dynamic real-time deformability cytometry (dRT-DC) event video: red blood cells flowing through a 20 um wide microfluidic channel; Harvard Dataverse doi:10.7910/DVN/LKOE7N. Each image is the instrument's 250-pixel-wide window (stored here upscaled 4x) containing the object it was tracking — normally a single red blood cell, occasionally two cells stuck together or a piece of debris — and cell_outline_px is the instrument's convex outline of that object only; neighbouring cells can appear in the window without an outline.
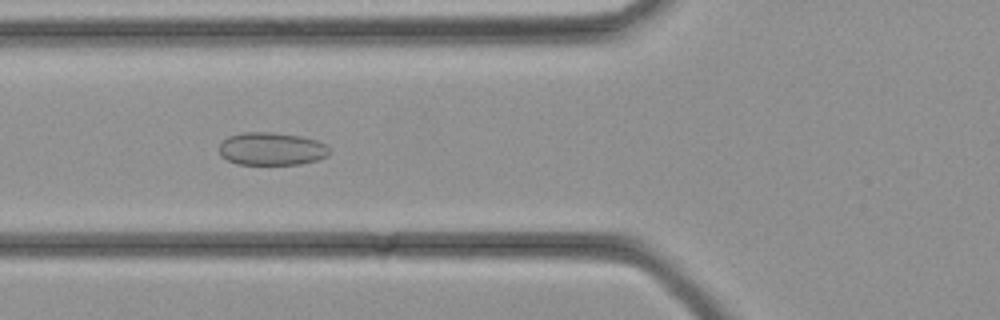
{"species": "common noctule bat (a hibernating species)", "species_latin": "Nyctalus noctula", "temperature_condition": "cold", "stored_images_in_passage": 26, "camera_frame_rate_fps": 3000, "um_per_image_px": 0.085, "animal": {"sex": "female", "body_mass_g": 21.9}, "frame": {"image": 1, "passage_image": 4, "time_ms": 1.0, "image_size_px": [1000, 320], "cell_outline_px": [[332, 152], [328, 156], [316, 160], [300, 164], [236, 164], [220, 156], [220, 144], [228, 136], [244, 132], [272, 132], [300, 136], [316, 140], [328, 144]], "centroid_in_image_um": [23.12, 12.65], "position_along_channel_um": 102.7, "area_um2": 21.27}}
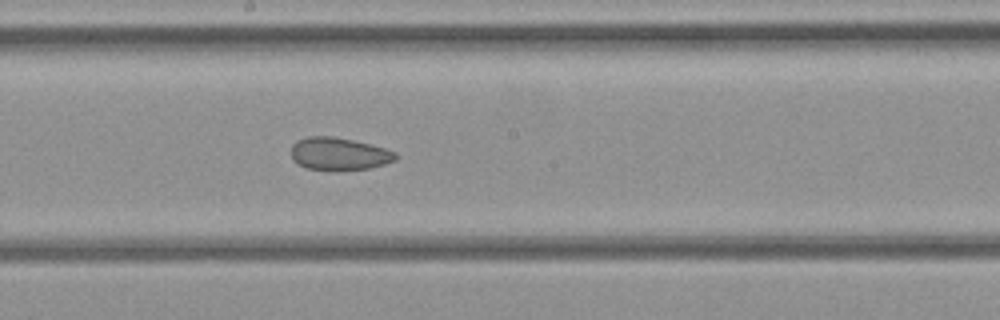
{"frame": {"image": 2, "passage_image": 10, "time_ms": 3.0, "image_size_px": [1000, 320], "cell_outline_px": [[396, 160], [384, 164], [368, 168], [336, 172], [332, 172], [308, 168], [296, 164], [292, 160], [292, 144], [296, 140], [308, 136], [332, 136], [352, 140], [384, 148], [396, 152]], "centroid_in_image_um": [28.77, 13.1], "position_along_channel_um": 219.4, "area_um2": 20.17}}
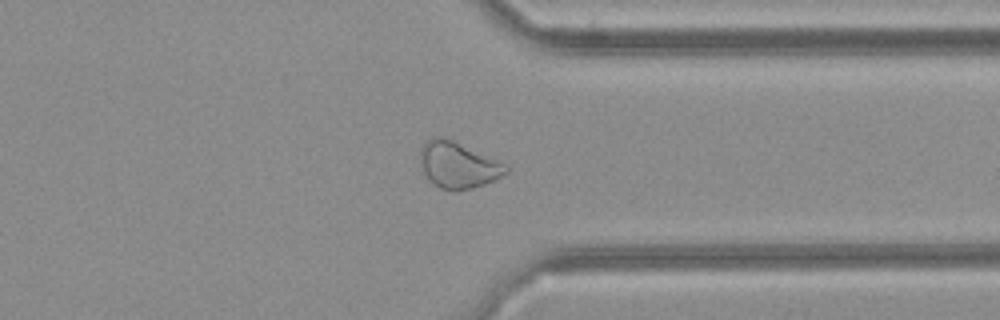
{"frame": {"image": 3, "passage_image": 18, "time_ms": 5.667, "image_size_px": [1000, 320], "cell_outline_px": [[508, 172], [496, 180], [472, 188], [452, 192], [440, 188], [424, 172], [420, 164], [420, 148], [432, 136], [444, 136], [508, 164]], "centroid_in_image_um": [38.96, 14.01], "position_along_channel_um": 372.4, "area_um2": 23.29}}